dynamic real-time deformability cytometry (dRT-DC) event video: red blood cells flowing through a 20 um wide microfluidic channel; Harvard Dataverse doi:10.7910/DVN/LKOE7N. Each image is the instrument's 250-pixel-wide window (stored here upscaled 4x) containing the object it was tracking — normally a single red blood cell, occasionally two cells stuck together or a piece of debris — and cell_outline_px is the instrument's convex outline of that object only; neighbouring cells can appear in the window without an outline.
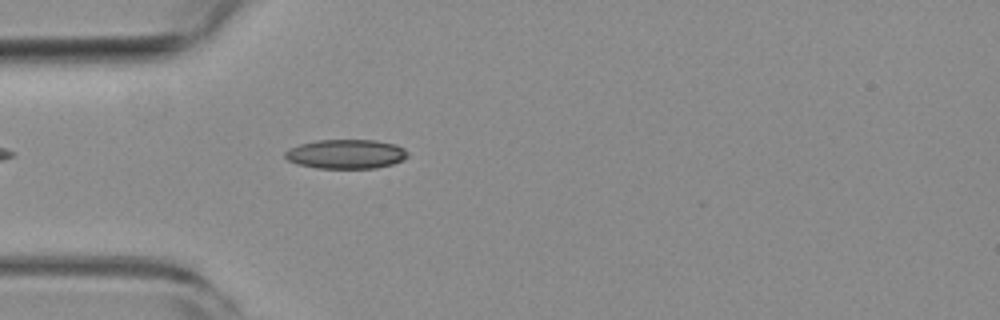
{"species": "common noctule bat (a hibernating species)", "species_latin": "Nyctalus noctula", "temperature_condition": "room temperature", "stored_images_in_passage": 9, "camera_frame_rate_fps": 3000, "um_per_image_px": 0.085, "animal": {"sex": "female", "body_mass_g": 19.3, "forearm_length_mm": 54.1}, "frame": {"image": 1, "passage_image": 6, "time_ms": 1.667, "image_size_px": [1000, 320], "cell_outline_px": [[408, 156], [404, 160], [392, 164], [376, 168], [316, 168], [296, 164], [288, 160], [284, 156], [284, 152], [288, 148], [300, 144], [316, 140], [376, 140], [396, 144], [404, 148], [408, 152]], "centroid_in_image_um": [29.41, 13.09], "position_along_channel_um": 55.6, "area_um2": 21.15}}